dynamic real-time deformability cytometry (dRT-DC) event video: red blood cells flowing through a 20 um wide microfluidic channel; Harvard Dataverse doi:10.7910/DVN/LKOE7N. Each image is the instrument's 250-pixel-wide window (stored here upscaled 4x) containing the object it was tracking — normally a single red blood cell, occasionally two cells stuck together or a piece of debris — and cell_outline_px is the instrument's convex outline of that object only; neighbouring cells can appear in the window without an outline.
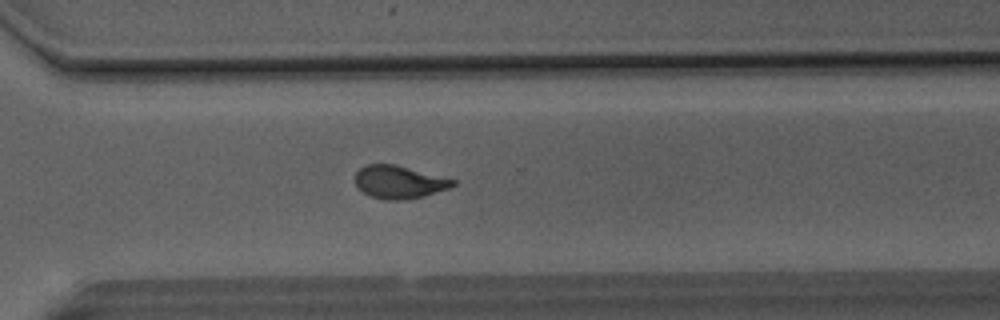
{"species": "Egyptian fruit bat (a non-hibernating species)", "species_latin": "Rousettus aegyptiacus", "temperature_condition": "room temperature", "stored_images_in_passage": 49, "camera_frame_rate_fps": 3000, "um_per_image_px": 0.085, "animal": {"sex": "male"}, "frame": {"image": 1, "passage_image": 35, "time_ms": 11.333, "image_size_px": [1000, 320], "cell_outline_px": [[456, 184], [448, 188], [424, 196], [404, 200], [388, 200], [372, 196], [364, 192], [356, 184], [356, 172], [360, 168], [368, 164], [396, 164], [456, 180]], "centroid_in_image_um": [33.94, 15.46], "position_along_channel_um": 336.7, "area_um2": 18.5}}
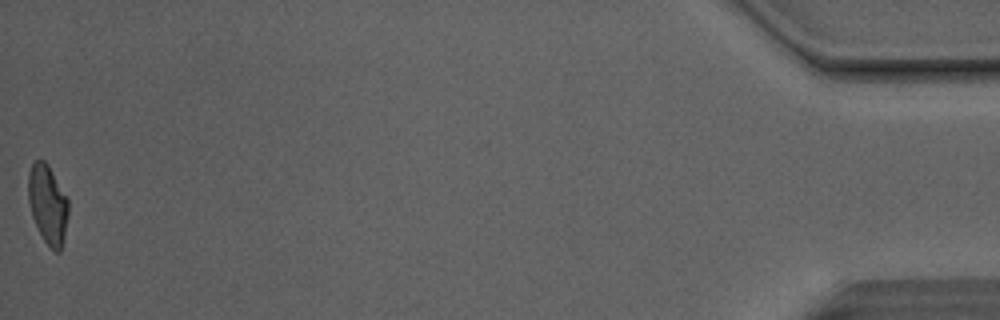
{"frame": {"image": 2, "passage_image": 49, "time_ms": 16.0, "image_size_px": [1000, 320], "cell_outline_px": [[68, 216], [64, 240], [60, 252], [56, 252], [44, 240], [32, 216], [28, 200], [28, 172], [32, 164], [36, 160], [44, 160], [48, 164], [68, 200]], "centroid_in_image_um": [4.06, 17.36], "position_along_channel_um": 431.1, "area_um2": 18.32}, "authors_computed_cell_mechanics": {"area_um2": 19.1896, "velocity_mm_per_s": 4.1454, "shape_relaxation_time_tau1_ms": 5.7844, "shape_relaxation_time_tau2_ms": 1.2922, "deformation_change_tau1": 0.1842, "deformation_change_tau2": 0.0819}}